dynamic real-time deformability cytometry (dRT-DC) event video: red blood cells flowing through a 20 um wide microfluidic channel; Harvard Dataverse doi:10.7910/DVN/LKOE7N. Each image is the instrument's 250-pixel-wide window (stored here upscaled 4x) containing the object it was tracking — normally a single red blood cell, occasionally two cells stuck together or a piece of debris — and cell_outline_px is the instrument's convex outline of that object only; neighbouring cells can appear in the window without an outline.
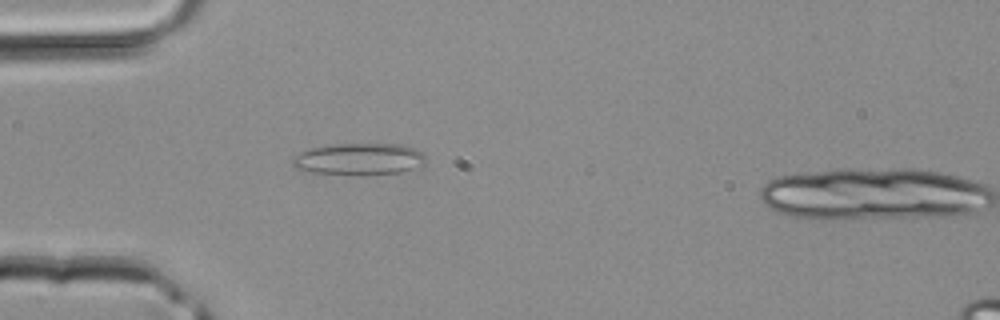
{"species": "common noctule bat (a hibernating species)", "species_latin": "Nyctalus noctula", "temperature_condition": "room temperature", "stored_images_in_passage": 10, "camera_frame_rate_fps": 3000, "um_per_image_px": 0.085, "animal": {"sex": "male", "body_mass_g": 20.4}, "frame": {"image": 1, "passage_image": 9, "time_ms": 2.667, "image_size_px": [1000, 320], "cell_outline_px": [[424, 164], [400, 172], [360, 176], [312, 172], [296, 168], [292, 164], [292, 156], [308, 148], [328, 144], [404, 144], [416, 148], [424, 156]], "centroid_in_image_um": [30.47, 13.52], "position_along_channel_um": 54.5, "area_um2": 25.03}}